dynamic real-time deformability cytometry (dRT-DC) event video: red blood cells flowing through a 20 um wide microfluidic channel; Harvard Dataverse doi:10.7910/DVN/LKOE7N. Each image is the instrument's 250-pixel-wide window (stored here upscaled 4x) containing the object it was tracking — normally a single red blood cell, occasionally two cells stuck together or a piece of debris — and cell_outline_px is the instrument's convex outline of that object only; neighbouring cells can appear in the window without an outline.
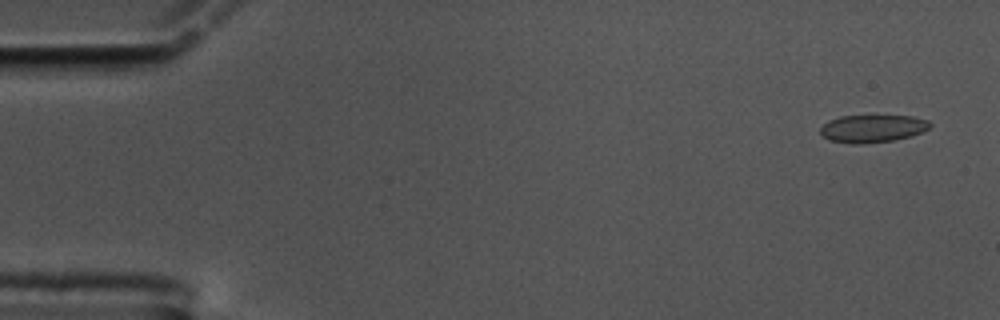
{"species": "common noctule bat (a hibernating species)", "species_latin": "Nyctalus noctula", "temperature_condition": "cold", "stored_images_in_passage": 8, "camera_frame_rate_fps": 3000, "um_per_image_px": 0.085, "animal": {"sex": "male", "body_mass_g": 17.5, "forearm_length_mm": 52.3}, "frame": {"image": 1, "passage_image": 1, "time_ms": 0.0, "image_size_px": [1000, 320], "cell_outline_px": [[932, 124], [928, 128], [912, 136], [892, 140], [864, 144], [852, 144], [828, 140], [820, 136], [820, 128], [828, 120], [840, 116], [912, 116], [928, 120]], "centroid_in_image_um": [74.11, 10.93], "position_along_channel_um": 10.9, "area_um2": 17.74}}